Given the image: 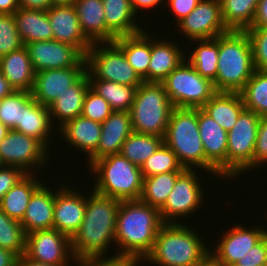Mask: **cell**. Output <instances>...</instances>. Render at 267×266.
<instances>
[{
  "mask_svg": "<svg viewBox=\"0 0 267 266\" xmlns=\"http://www.w3.org/2000/svg\"><path fill=\"white\" fill-rule=\"evenodd\" d=\"M235 266H267V234Z\"/></svg>",
  "mask_w": 267,
  "mask_h": 266,
  "instance_id": "7dc6e473",
  "label": "cell"
},
{
  "mask_svg": "<svg viewBox=\"0 0 267 266\" xmlns=\"http://www.w3.org/2000/svg\"><path fill=\"white\" fill-rule=\"evenodd\" d=\"M19 8L18 0H0V14H14Z\"/></svg>",
  "mask_w": 267,
  "mask_h": 266,
  "instance_id": "9f6ffc18",
  "label": "cell"
},
{
  "mask_svg": "<svg viewBox=\"0 0 267 266\" xmlns=\"http://www.w3.org/2000/svg\"><path fill=\"white\" fill-rule=\"evenodd\" d=\"M120 202L94 190L91 191L90 196L87 197L82 224L70 239L75 260L108 255L110 244H115V228Z\"/></svg>",
  "mask_w": 267,
  "mask_h": 266,
  "instance_id": "7a4b0ae2",
  "label": "cell"
},
{
  "mask_svg": "<svg viewBox=\"0 0 267 266\" xmlns=\"http://www.w3.org/2000/svg\"><path fill=\"white\" fill-rule=\"evenodd\" d=\"M9 129L0 122V142L5 138Z\"/></svg>",
  "mask_w": 267,
  "mask_h": 266,
  "instance_id": "94428289",
  "label": "cell"
},
{
  "mask_svg": "<svg viewBox=\"0 0 267 266\" xmlns=\"http://www.w3.org/2000/svg\"><path fill=\"white\" fill-rule=\"evenodd\" d=\"M125 55L128 63L143 82H148V67L151 59V36L145 31L117 37L113 41Z\"/></svg>",
  "mask_w": 267,
  "mask_h": 266,
  "instance_id": "f1b7e54d",
  "label": "cell"
},
{
  "mask_svg": "<svg viewBox=\"0 0 267 266\" xmlns=\"http://www.w3.org/2000/svg\"><path fill=\"white\" fill-rule=\"evenodd\" d=\"M197 173L195 169H185L178 176L173 190L160 209L163 223H180V218L182 221L183 217H189L188 215L194 214L199 207L202 208L206 194L202 191L201 178L197 177Z\"/></svg>",
  "mask_w": 267,
  "mask_h": 266,
  "instance_id": "7c38bea8",
  "label": "cell"
},
{
  "mask_svg": "<svg viewBox=\"0 0 267 266\" xmlns=\"http://www.w3.org/2000/svg\"><path fill=\"white\" fill-rule=\"evenodd\" d=\"M32 98L31 92L14 91L0 101V122L8 129H16L22 123L23 106Z\"/></svg>",
  "mask_w": 267,
  "mask_h": 266,
  "instance_id": "b9f144b4",
  "label": "cell"
},
{
  "mask_svg": "<svg viewBox=\"0 0 267 266\" xmlns=\"http://www.w3.org/2000/svg\"><path fill=\"white\" fill-rule=\"evenodd\" d=\"M19 256L4 248H0V266H17Z\"/></svg>",
  "mask_w": 267,
  "mask_h": 266,
  "instance_id": "11a10c76",
  "label": "cell"
},
{
  "mask_svg": "<svg viewBox=\"0 0 267 266\" xmlns=\"http://www.w3.org/2000/svg\"><path fill=\"white\" fill-rule=\"evenodd\" d=\"M245 31L251 41L255 70L267 71V29L248 28Z\"/></svg>",
  "mask_w": 267,
  "mask_h": 266,
  "instance_id": "f6af8a7d",
  "label": "cell"
},
{
  "mask_svg": "<svg viewBox=\"0 0 267 266\" xmlns=\"http://www.w3.org/2000/svg\"><path fill=\"white\" fill-rule=\"evenodd\" d=\"M173 108L162 83L142 82L130 109L133 132L164 138Z\"/></svg>",
  "mask_w": 267,
  "mask_h": 266,
  "instance_id": "52a82bcc",
  "label": "cell"
},
{
  "mask_svg": "<svg viewBox=\"0 0 267 266\" xmlns=\"http://www.w3.org/2000/svg\"><path fill=\"white\" fill-rule=\"evenodd\" d=\"M112 112L110 104L89 88L84 98L81 116L103 123Z\"/></svg>",
  "mask_w": 267,
  "mask_h": 266,
  "instance_id": "ee69618b",
  "label": "cell"
},
{
  "mask_svg": "<svg viewBox=\"0 0 267 266\" xmlns=\"http://www.w3.org/2000/svg\"><path fill=\"white\" fill-rule=\"evenodd\" d=\"M89 171L91 177L97 176L95 192L119 201L139 200L144 181L141 168L120 153L96 160Z\"/></svg>",
  "mask_w": 267,
  "mask_h": 266,
  "instance_id": "5b68a950",
  "label": "cell"
},
{
  "mask_svg": "<svg viewBox=\"0 0 267 266\" xmlns=\"http://www.w3.org/2000/svg\"><path fill=\"white\" fill-rule=\"evenodd\" d=\"M49 153L39 140L14 129H9L0 142L1 165L20 168L27 174L39 173L38 169L49 164Z\"/></svg>",
  "mask_w": 267,
  "mask_h": 266,
  "instance_id": "8fae6325",
  "label": "cell"
},
{
  "mask_svg": "<svg viewBox=\"0 0 267 266\" xmlns=\"http://www.w3.org/2000/svg\"><path fill=\"white\" fill-rule=\"evenodd\" d=\"M249 28L267 29V0H259L252 26Z\"/></svg>",
  "mask_w": 267,
  "mask_h": 266,
  "instance_id": "816d5d0a",
  "label": "cell"
},
{
  "mask_svg": "<svg viewBox=\"0 0 267 266\" xmlns=\"http://www.w3.org/2000/svg\"><path fill=\"white\" fill-rule=\"evenodd\" d=\"M89 88L90 82L86 71L48 106L52 125L53 121H56L58 123L56 127L59 129L67 121L81 116L84 98Z\"/></svg>",
  "mask_w": 267,
  "mask_h": 266,
  "instance_id": "d4e9b609",
  "label": "cell"
},
{
  "mask_svg": "<svg viewBox=\"0 0 267 266\" xmlns=\"http://www.w3.org/2000/svg\"><path fill=\"white\" fill-rule=\"evenodd\" d=\"M13 16L23 45L53 40L52 27L46 10L19 8Z\"/></svg>",
  "mask_w": 267,
  "mask_h": 266,
  "instance_id": "f546056e",
  "label": "cell"
},
{
  "mask_svg": "<svg viewBox=\"0 0 267 266\" xmlns=\"http://www.w3.org/2000/svg\"><path fill=\"white\" fill-rule=\"evenodd\" d=\"M184 170L177 155L165 143L141 166L144 178L161 173L183 172Z\"/></svg>",
  "mask_w": 267,
  "mask_h": 266,
  "instance_id": "ab89813d",
  "label": "cell"
},
{
  "mask_svg": "<svg viewBox=\"0 0 267 266\" xmlns=\"http://www.w3.org/2000/svg\"><path fill=\"white\" fill-rule=\"evenodd\" d=\"M201 108L229 132L245 106L240 93L216 92Z\"/></svg>",
  "mask_w": 267,
  "mask_h": 266,
  "instance_id": "4dcf8cb0",
  "label": "cell"
},
{
  "mask_svg": "<svg viewBox=\"0 0 267 266\" xmlns=\"http://www.w3.org/2000/svg\"><path fill=\"white\" fill-rule=\"evenodd\" d=\"M259 0H220L222 18L229 30L245 31L252 26Z\"/></svg>",
  "mask_w": 267,
  "mask_h": 266,
  "instance_id": "d590c367",
  "label": "cell"
},
{
  "mask_svg": "<svg viewBox=\"0 0 267 266\" xmlns=\"http://www.w3.org/2000/svg\"><path fill=\"white\" fill-rule=\"evenodd\" d=\"M170 39L151 37V59L148 67V82L161 83L187 55L181 46Z\"/></svg>",
  "mask_w": 267,
  "mask_h": 266,
  "instance_id": "7402d4cb",
  "label": "cell"
},
{
  "mask_svg": "<svg viewBox=\"0 0 267 266\" xmlns=\"http://www.w3.org/2000/svg\"><path fill=\"white\" fill-rule=\"evenodd\" d=\"M53 40L78 48L85 56L92 43L83 34L73 4L52 5L47 10Z\"/></svg>",
  "mask_w": 267,
  "mask_h": 266,
  "instance_id": "ffe728a7",
  "label": "cell"
},
{
  "mask_svg": "<svg viewBox=\"0 0 267 266\" xmlns=\"http://www.w3.org/2000/svg\"><path fill=\"white\" fill-rule=\"evenodd\" d=\"M260 226L256 224L247 228L239 223L230 229L228 227V231L224 230L216 247L209 250L210 257L219 266L235 265L267 234L266 228Z\"/></svg>",
  "mask_w": 267,
  "mask_h": 266,
  "instance_id": "5bb4252c",
  "label": "cell"
},
{
  "mask_svg": "<svg viewBox=\"0 0 267 266\" xmlns=\"http://www.w3.org/2000/svg\"><path fill=\"white\" fill-rule=\"evenodd\" d=\"M26 234L21 223L0 209V248L8 249L19 257L25 253Z\"/></svg>",
  "mask_w": 267,
  "mask_h": 266,
  "instance_id": "60d3db41",
  "label": "cell"
},
{
  "mask_svg": "<svg viewBox=\"0 0 267 266\" xmlns=\"http://www.w3.org/2000/svg\"><path fill=\"white\" fill-rule=\"evenodd\" d=\"M52 129H55V126H52L48 106L41 105L31 98L23 106L22 123L15 130L36 138L50 150L49 143L51 144V138H53L51 135L55 133Z\"/></svg>",
  "mask_w": 267,
  "mask_h": 266,
  "instance_id": "83f0119b",
  "label": "cell"
},
{
  "mask_svg": "<svg viewBox=\"0 0 267 266\" xmlns=\"http://www.w3.org/2000/svg\"><path fill=\"white\" fill-rule=\"evenodd\" d=\"M86 61L89 79H102L128 86H139L143 82L114 42L93 43L87 52Z\"/></svg>",
  "mask_w": 267,
  "mask_h": 266,
  "instance_id": "30bf717a",
  "label": "cell"
},
{
  "mask_svg": "<svg viewBox=\"0 0 267 266\" xmlns=\"http://www.w3.org/2000/svg\"><path fill=\"white\" fill-rule=\"evenodd\" d=\"M73 6L81 30L92 44L113 42L117 38L107 28L102 0H75Z\"/></svg>",
  "mask_w": 267,
  "mask_h": 266,
  "instance_id": "603a6c76",
  "label": "cell"
},
{
  "mask_svg": "<svg viewBox=\"0 0 267 266\" xmlns=\"http://www.w3.org/2000/svg\"><path fill=\"white\" fill-rule=\"evenodd\" d=\"M24 255L33 261L55 266H70L69 263L75 261L70 238L56 229L26 234Z\"/></svg>",
  "mask_w": 267,
  "mask_h": 266,
  "instance_id": "4fadbf2b",
  "label": "cell"
},
{
  "mask_svg": "<svg viewBox=\"0 0 267 266\" xmlns=\"http://www.w3.org/2000/svg\"><path fill=\"white\" fill-rule=\"evenodd\" d=\"M22 46L13 14H0V57Z\"/></svg>",
  "mask_w": 267,
  "mask_h": 266,
  "instance_id": "7bdbcfd3",
  "label": "cell"
},
{
  "mask_svg": "<svg viewBox=\"0 0 267 266\" xmlns=\"http://www.w3.org/2000/svg\"><path fill=\"white\" fill-rule=\"evenodd\" d=\"M27 173L22 169L1 165L0 166V202L3 196L15 186Z\"/></svg>",
  "mask_w": 267,
  "mask_h": 266,
  "instance_id": "c3c4849f",
  "label": "cell"
},
{
  "mask_svg": "<svg viewBox=\"0 0 267 266\" xmlns=\"http://www.w3.org/2000/svg\"><path fill=\"white\" fill-rule=\"evenodd\" d=\"M63 184L59 185L58 191L55 188L53 229L71 239L84 219L87 197L67 183Z\"/></svg>",
  "mask_w": 267,
  "mask_h": 266,
  "instance_id": "ac0fdd59",
  "label": "cell"
},
{
  "mask_svg": "<svg viewBox=\"0 0 267 266\" xmlns=\"http://www.w3.org/2000/svg\"><path fill=\"white\" fill-rule=\"evenodd\" d=\"M163 224L159 209L140 200L121 201L115 228L119 252L113 256L127 257L141 264L151 252Z\"/></svg>",
  "mask_w": 267,
  "mask_h": 266,
  "instance_id": "6da1fadb",
  "label": "cell"
},
{
  "mask_svg": "<svg viewBox=\"0 0 267 266\" xmlns=\"http://www.w3.org/2000/svg\"><path fill=\"white\" fill-rule=\"evenodd\" d=\"M36 177V174H26L3 196L0 209L10 218L19 222L23 219L33 193L43 184Z\"/></svg>",
  "mask_w": 267,
  "mask_h": 266,
  "instance_id": "d6a6232c",
  "label": "cell"
},
{
  "mask_svg": "<svg viewBox=\"0 0 267 266\" xmlns=\"http://www.w3.org/2000/svg\"><path fill=\"white\" fill-rule=\"evenodd\" d=\"M175 16L176 25L184 19L201 0H165ZM175 14V15H174Z\"/></svg>",
  "mask_w": 267,
  "mask_h": 266,
  "instance_id": "f907efd6",
  "label": "cell"
},
{
  "mask_svg": "<svg viewBox=\"0 0 267 266\" xmlns=\"http://www.w3.org/2000/svg\"><path fill=\"white\" fill-rule=\"evenodd\" d=\"M102 1L107 28L116 37L133 35L144 30L143 27L138 26L140 23L136 20L138 17L132 10L131 0Z\"/></svg>",
  "mask_w": 267,
  "mask_h": 266,
  "instance_id": "1f68e13d",
  "label": "cell"
},
{
  "mask_svg": "<svg viewBox=\"0 0 267 266\" xmlns=\"http://www.w3.org/2000/svg\"><path fill=\"white\" fill-rule=\"evenodd\" d=\"M14 88L10 85L8 80L3 76L0 70V101L14 92Z\"/></svg>",
  "mask_w": 267,
  "mask_h": 266,
  "instance_id": "6f0895ef",
  "label": "cell"
},
{
  "mask_svg": "<svg viewBox=\"0 0 267 266\" xmlns=\"http://www.w3.org/2000/svg\"><path fill=\"white\" fill-rule=\"evenodd\" d=\"M51 5H70L73 4L75 0H50Z\"/></svg>",
  "mask_w": 267,
  "mask_h": 266,
  "instance_id": "91938a15",
  "label": "cell"
},
{
  "mask_svg": "<svg viewBox=\"0 0 267 266\" xmlns=\"http://www.w3.org/2000/svg\"><path fill=\"white\" fill-rule=\"evenodd\" d=\"M217 92L240 93L255 72L252 46L246 31L230 30L219 36Z\"/></svg>",
  "mask_w": 267,
  "mask_h": 266,
  "instance_id": "277c9868",
  "label": "cell"
},
{
  "mask_svg": "<svg viewBox=\"0 0 267 266\" xmlns=\"http://www.w3.org/2000/svg\"><path fill=\"white\" fill-rule=\"evenodd\" d=\"M164 143L177 155L185 169L205 171V151L198 130V108L172 109Z\"/></svg>",
  "mask_w": 267,
  "mask_h": 266,
  "instance_id": "8992f818",
  "label": "cell"
},
{
  "mask_svg": "<svg viewBox=\"0 0 267 266\" xmlns=\"http://www.w3.org/2000/svg\"><path fill=\"white\" fill-rule=\"evenodd\" d=\"M163 143V137L132 132L122 144L120 154L141 168Z\"/></svg>",
  "mask_w": 267,
  "mask_h": 266,
  "instance_id": "8d00e7d4",
  "label": "cell"
},
{
  "mask_svg": "<svg viewBox=\"0 0 267 266\" xmlns=\"http://www.w3.org/2000/svg\"><path fill=\"white\" fill-rule=\"evenodd\" d=\"M90 88L103 97L113 111L130 112L138 86H128L102 79H89Z\"/></svg>",
  "mask_w": 267,
  "mask_h": 266,
  "instance_id": "e575fe53",
  "label": "cell"
},
{
  "mask_svg": "<svg viewBox=\"0 0 267 266\" xmlns=\"http://www.w3.org/2000/svg\"><path fill=\"white\" fill-rule=\"evenodd\" d=\"M74 263L77 266H139L135 260L121 256L84 258L75 260Z\"/></svg>",
  "mask_w": 267,
  "mask_h": 266,
  "instance_id": "681fc988",
  "label": "cell"
},
{
  "mask_svg": "<svg viewBox=\"0 0 267 266\" xmlns=\"http://www.w3.org/2000/svg\"><path fill=\"white\" fill-rule=\"evenodd\" d=\"M86 71L87 67H71L37 72L31 90L32 98L41 105L49 106Z\"/></svg>",
  "mask_w": 267,
  "mask_h": 266,
  "instance_id": "d6986e66",
  "label": "cell"
},
{
  "mask_svg": "<svg viewBox=\"0 0 267 266\" xmlns=\"http://www.w3.org/2000/svg\"><path fill=\"white\" fill-rule=\"evenodd\" d=\"M267 163V116H262L258 125L254 148L253 172ZM259 167V168H258Z\"/></svg>",
  "mask_w": 267,
  "mask_h": 266,
  "instance_id": "bcb514c9",
  "label": "cell"
},
{
  "mask_svg": "<svg viewBox=\"0 0 267 266\" xmlns=\"http://www.w3.org/2000/svg\"><path fill=\"white\" fill-rule=\"evenodd\" d=\"M161 83L176 108H201L217 92L213 82L202 77L186 59Z\"/></svg>",
  "mask_w": 267,
  "mask_h": 266,
  "instance_id": "9c48e42d",
  "label": "cell"
},
{
  "mask_svg": "<svg viewBox=\"0 0 267 266\" xmlns=\"http://www.w3.org/2000/svg\"><path fill=\"white\" fill-rule=\"evenodd\" d=\"M186 40L213 39L230 30L222 18L220 0H201L177 25Z\"/></svg>",
  "mask_w": 267,
  "mask_h": 266,
  "instance_id": "9a60e30c",
  "label": "cell"
},
{
  "mask_svg": "<svg viewBox=\"0 0 267 266\" xmlns=\"http://www.w3.org/2000/svg\"><path fill=\"white\" fill-rule=\"evenodd\" d=\"M55 190L43 183L32 195L23 219L25 234L37 230L53 229Z\"/></svg>",
  "mask_w": 267,
  "mask_h": 266,
  "instance_id": "cb8c5ba5",
  "label": "cell"
},
{
  "mask_svg": "<svg viewBox=\"0 0 267 266\" xmlns=\"http://www.w3.org/2000/svg\"><path fill=\"white\" fill-rule=\"evenodd\" d=\"M196 46L189 58L190 65L202 76L212 82L216 79L218 71L219 36L213 39L192 40Z\"/></svg>",
  "mask_w": 267,
  "mask_h": 266,
  "instance_id": "836d02e7",
  "label": "cell"
},
{
  "mask_svg": "<svg viewBox=\"0 0 267 266\" xmlns=\"http://www.w3.org/2000/svg\"><path fill=\"white\" fill-rule=\"evenodd\" d=\"M197 266H219L211 257H208L202 264Z\"/></svg>",
  "mask_w": 267,
  "mask_h": 266,
  "instance_id": "6125c7cd",
  "label": "cell"
},
{
  "mask_svg": "<svg viewBox=\"0 0 267 266\" xmlns=\"http://www.w3.org/2000/svg\"><path fill=\"white\" fill-rule=\"evenodd\" d=\"M185 223H164L151 252L145 257L155 266H197L210 257V246Z\"/></svg>",
  "mask_w": 267,
  "mask_h": 266,
  "instance_id": "3957f363",
  "label": "cell"
},
{
  "mask_svg": "<svg viewBox=\"0 0 267 266\" xmlns=\"http://www.w3.org/2000/svg\"><path fill=\"white\" fill-rule=\"evenodd\" d=\"M240 94L245 109L267 116V71L255 70Z\"/></svg>",
  "mask_w": 267,
  "mask_h": 266,
  "instance_id": "f35d334b",
  "label": "cell"
},
{
  "mask_svg": "<svg viewBox=\"0 0 267 266\" xmlns=\"http://www.w3.org/2000/svg\"><path fill=\"white\" fill-rule=\"evenodd\" d=\"M20 8L47 10L51 7L50 0H18Z\"/></svg>",
  "mask_w": 267,
  "mask_h": 266,
  "instance_id": "db71d44e",
  "label": "cell"
},
{
  "mask_svg": "<svg viewBox=\"0 0 267 266\" xmlns=\"http://www.w3.org/2000/svg\"><path fill=\"white\" fill-rule=\"evenodd\" d=\"M198 130L205 151V171L226 179L228 132L202 108H198Z\"/></svg>",
  "mask_w": 267,
  "mask_h": 266,
  "instance_id": "e0dca14e",
  "label": "cell"
},
{
  "mask_svg": "<svg viewBox=\"0 0 267 266\" xmlns=\"http://www.w3.org/2000/svg\"><path fill=\"white\" fill-rule=\"evenodd\" d=\"M17 266H55V265L39 263V262H36V261H33V260L27 258L25 255H22L18 259Z\"/></svg>",
  "mask_w": 267,
  "mask_h": 266,
  "instance_id": "680465c9",
  "label": "cell"
},
{
  "mask_svg": "<svg viewBox=\"0 0 267 266\" xmlns=\"http://www.w3.org/2000/svg\"><path fill=\"white\" fill-rule=\"evenodd\" d=\"M181 173L168 172L144 178L139 200L160 210L167 201L175 181Z\"/></svg>",
  "mask_w": 267,
  "mask_h": 266,
  "instance_id": "74e56055",
  "label": "cell"
},
{
  "mask_svg": "<svg viewBox=\"0 0 267 266\" xmlns=\"http://www.w3.org/2000/svg\"><path fill=\"white\" fill-rule=\"evenodd\" d=\"M56 132L58 136L69 143V146L87 153V159L97 150L99 139L101 136V123L78 116L75 119L67 121Z\"/></svg>",
  "mask_w": 267,
  "mask_h": 266,
  "instance_id": "484cf974",
  "label": "cell"
},
{
  "mask_svg": "<svg viewBox=\"0 0 267 266\" xmlns=\"http://www.w3.org/2000/svg\"><path fill=\"white\" fill-rule=\"evenodd\" d=\"M24 46L35 73L50 69L87 67L86 56L72 45L49 40L27 43Z\"/></svg>",
  "mask_w": 267,
  "mask_h": 266,
  "instance_id": "2e32d148",
  "label": "cell"
},
{
  "mask_svg": "<svg viewBox=\"0 0 267 266\" xmlns=\"http://www.w3.org/2000/svg\"><path fill=\"white\" fill-rule=\"evenodd\" d=\"M0 70L15 91L31 92L35 71L25 46L1 56Z\"/></svg>",
  "mask_w": 267,
  "mask_h": 266,
  "instance_id": "4316f807",
  "label": "cell"
},
{
  "mask_svg": "<svg viewBox=\"0 0 267 266\" xmlns=\"http://www.w3.org/2000/svg\"><path fill=\"white\" fill-rule=\"evenodd\" d=\"M133 132L130 112L113 111L101 123V136L97 150L87 159L88 168L103 157L119 154L122 144Z\"/></svg>",
  "mask_w": 267,
  "mask_h": 266,
  "instance_id": "44dd1931",
  "label": "cell"
},
{
  "mask_svg": "<svg viewBox=\"0 0 267 266\" xmlns=\"http://www.w3.org/2000/svg\"><path fill=\"white\" fill-rule=\"evenodd\" d=\"M162 3L166 5L164 0H131V7H132L134 14L138 17L137 15L138 12L140 14V12L142 13L144 9L145 10L147 9L150 10L152 8L156 9L157 5L163 6L161 5Z\"/></svg>",
  "mask_w": 267,
  "mask_h": 266,
  "instance_id": "f5cc1de1",
  "label": "cell"
},
{
  "mask_svg": "<svg viewBox=\"0 0 267 266\" xmlns=\"http://www.w3.org/2000/svg\"><path fill=\"white\" fill-rule=\"evenodd\" d=\"M260 119L254 111L244 109L228 132L226 178L230 179L229 182L244 172L253 171L254 148Z\"/></svg>",
  "mask_w": 267,
  "mask_h": 266,
  "instance_id": "ba28073f",
  "label": "cell"
}]
</instances>
